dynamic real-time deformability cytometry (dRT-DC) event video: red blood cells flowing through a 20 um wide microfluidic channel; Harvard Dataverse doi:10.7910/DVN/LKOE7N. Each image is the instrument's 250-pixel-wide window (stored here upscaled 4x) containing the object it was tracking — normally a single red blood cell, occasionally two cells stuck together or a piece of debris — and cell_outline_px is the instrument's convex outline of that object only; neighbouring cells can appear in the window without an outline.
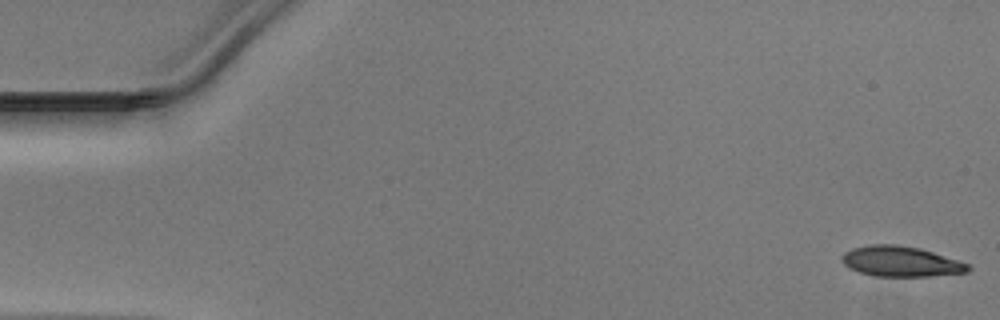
{"species": "Egyptian fruit bat (a non-hibernating species)", "species_latin": "Rousettus aegyptiacus", "temperature_condition": "warm", "stored_images_in_passage": 49, "camera_frame_rate_fps": 3000, "um_per_image_px": 0.085, "animal": {"sex": "male"}, "frame": {"image": 1, "passage_image": 1, "time_ms": 0.0, "image_size_px": [1000, 320], "cell_outline_px": [[972, 268], [968, 272], [928, 276], [872, 276], [848, 268], [844, 264], [840, 256], [844, 252], [852, 248], [872, 244], [896, 244], [920, 248], [960, 260], [972, 264]], "centroid_in_image_um": [76.59, 22.22], "position_along_channel_um": 8.4, "area_um2": 22.6}}
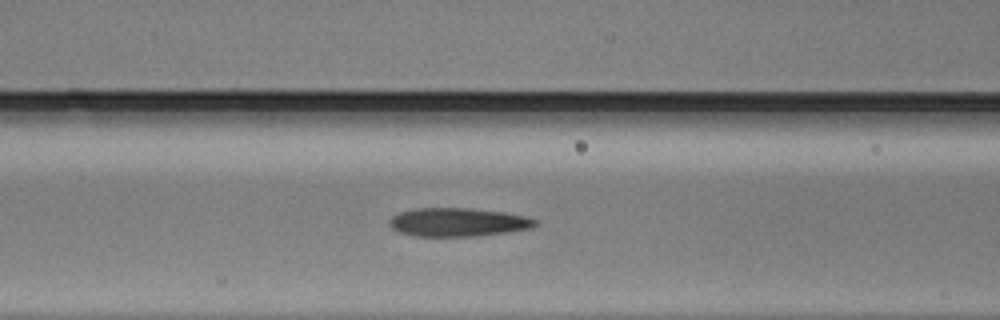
{"frame": {"image": 2, "passage_image": 20, "time_ms": 6.333, "image_size_px": [1000, 320], "cell_outline_px": [[536, 224], [532, 228], [476, 236], [416, 236], [400, 232], [392, 228], [388, 224], [388, 220], [392, 216], [400, 212], [416, 208], [468, 208], [504, 212], [524, 216], [536, 220]], "centroid_in_image_um": [38.88, 18.88], "position_along_channel_um": 127.7, "area_um2": 24.04}}
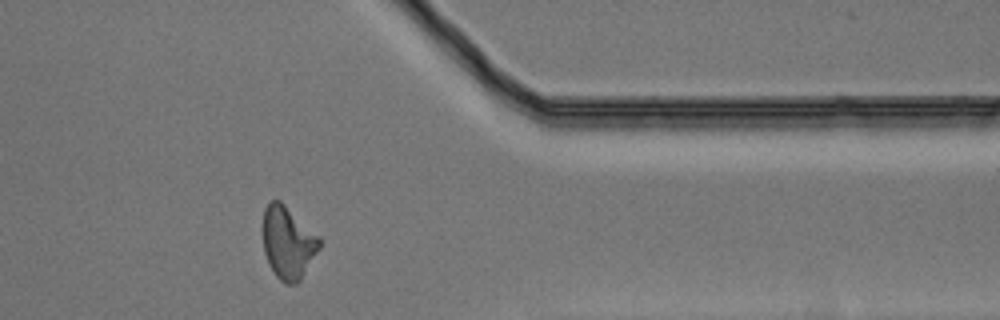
{"frame": {"image": 3, "passage_image": 40, "time_ms": 13.0, "image_size_px": [1000, 320], "cell_outline_px": [[320, 248], [300, 280], [296, 284], [284, 284], [272, 272], [268, 264], [264, 252], [264, 208], [272, 200], [280, 200], [320, 236]], "centroid_in_image_um": [24.49, 20.64], "position_along_channel_um": 386.9, "area_um2": 23.87}}